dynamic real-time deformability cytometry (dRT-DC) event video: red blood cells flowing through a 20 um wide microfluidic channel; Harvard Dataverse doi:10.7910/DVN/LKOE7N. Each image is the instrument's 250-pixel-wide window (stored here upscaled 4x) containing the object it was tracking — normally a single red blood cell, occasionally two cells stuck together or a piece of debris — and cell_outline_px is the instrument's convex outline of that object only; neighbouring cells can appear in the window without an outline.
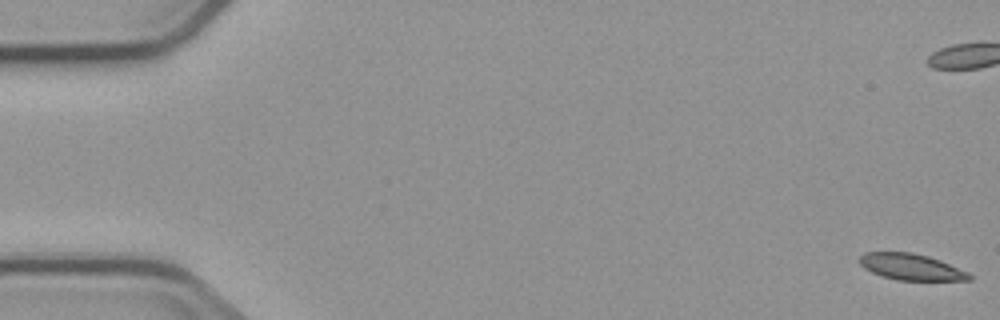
{"species": "common noctule bat (a hibernating species)", "species_latin": "Nyctalus noctula", "temperature_condition": "cold", "stored_images_in_passage": 7, "camera_frame_rate_fps": 3000, "um_per_image_px": 0.085, "animal": {"sex": "male", "body_mass_g": 23.1, "forearm_length_mm": 52.7}, "frame": {"image": 1, "passage_image": 1, "time_ms": 0.0, "image_size_px": [1000, 320], "cell_outline_px": [[972, 280], [896, 280], [872, 272], [864, 268], [860, 264], [860, 256], [864, 252], [912, 252], [928, 256], [940, 260], [968, 272], [972, 276]], "centroid_in_image_um": [77.45, 22.68], "position_along_channel_um": 7.6, "area_um2": 16.7}}